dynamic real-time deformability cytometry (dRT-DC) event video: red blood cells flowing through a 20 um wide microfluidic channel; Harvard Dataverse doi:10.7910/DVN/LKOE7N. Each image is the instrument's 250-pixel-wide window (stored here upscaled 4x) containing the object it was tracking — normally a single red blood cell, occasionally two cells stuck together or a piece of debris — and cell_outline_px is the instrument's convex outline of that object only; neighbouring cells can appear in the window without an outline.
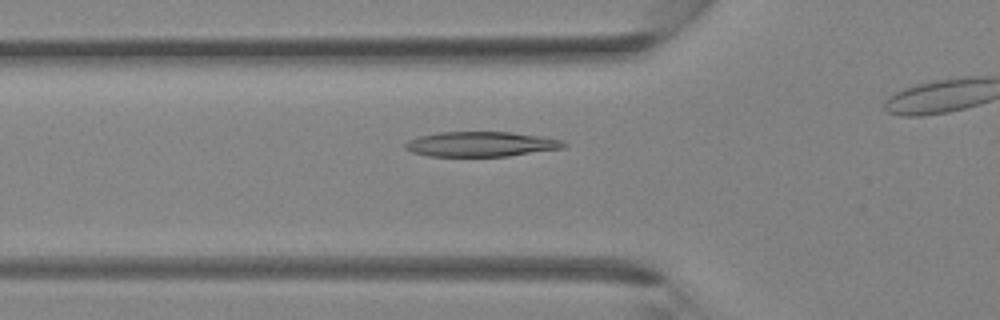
{"species": "Egyptian fruit bat (a non-hibernating species)", "species_latin": "Rousettus aegyptiacus", "temperature_condition": "room temperature", "stored_images_in_passage": 30, "camera_frame_rate_fps": 3000, "um_per_image_px": 0.085, "animal": {"sex": "female"}, "frame": {"image": 1, "passage_image": 13, "time_ms": 4.0, "image_size_px": [1000, 320], "cell_outline_px": [[568, 144], [564, 148], [508, 156], [428, 156], [412, 152], [404, 148], [404, 144], [408, 140], [420, 136], [440, 132], [508, 132], [540, 136], [564, 140]], "centroid_in_image_um": [40.9, 12.25], "position_along_channel_um": 84.9, "area_um2": 23.06}}
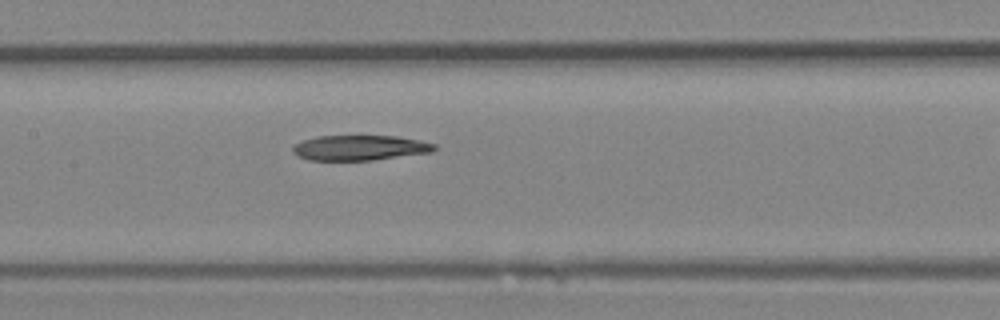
{"frame": {"image": 2, "passage_image": 18, "time_ms": 5.667, "image_size_px": [1000, 320], "cell_outline_px": [[436, 148], [432, 152], [372, 160], [308, 160], [296, 156], [292, 152], [292, 148], [296, 144], [304, 140], [320, 136], [396, 136], [420, 140], [436, 144]], "centroid_in_image_um": [30.58, 12.56], "position_along_channel_um": 176.8, "area_um2": 20.69}}
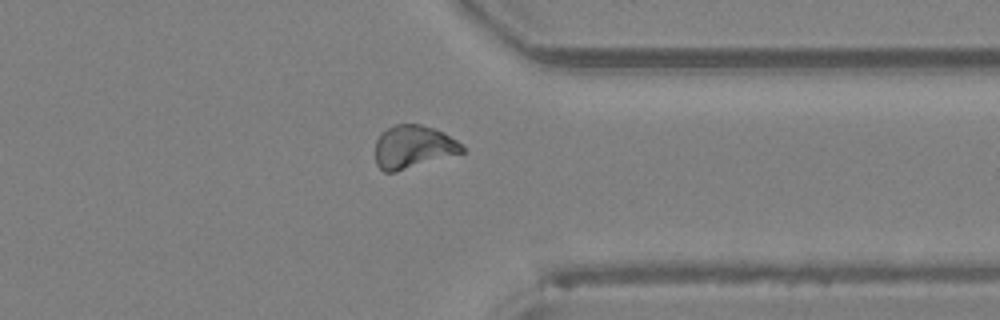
{"frame": {"image": 3, "passage_image": 29, "time_ms": 9.333, "image_size_px": [1000, 320], "cell_outline_px": [[464, 152], [396, 172], [384, 172], [376, 164], [376, 140], [380, 132], [396, 124], [420, 124], [444, 132], [456, 140], [464, 148]], "centroid_in_image_um": [35.1, 12.48], "position_along_channel_um": 376.3, "area_um2": 21.68}}